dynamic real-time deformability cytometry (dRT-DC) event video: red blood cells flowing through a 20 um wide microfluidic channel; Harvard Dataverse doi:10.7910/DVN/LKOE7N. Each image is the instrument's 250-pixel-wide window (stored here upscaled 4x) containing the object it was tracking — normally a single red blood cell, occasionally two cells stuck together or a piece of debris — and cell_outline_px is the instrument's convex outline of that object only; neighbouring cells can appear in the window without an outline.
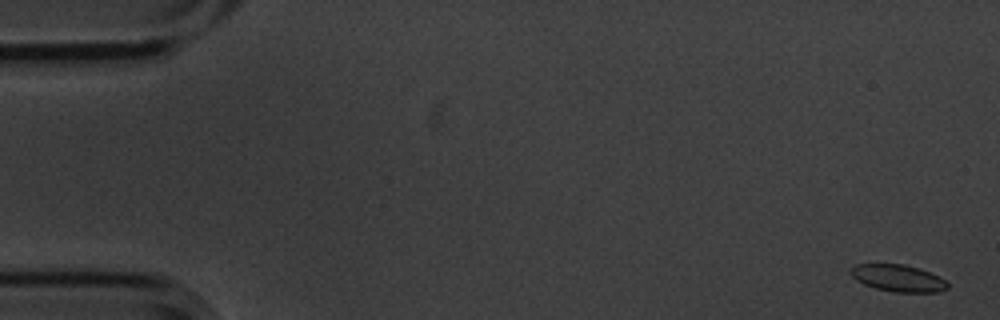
{"species": "common noctule bat (a hibernating species)", "species_latin": "Nyctalus noctula", "temperature_condition": "cold", "stored_images_in_passage": 6, "camera_frame_rate_fps": 3000, "um_per_image_px": 0.085, "animal": {"sex": "male", "body_mass_g": 20.1, "forearm_length_mm": 53.5}, "frame": {"image": 1, "passage_image": 1, "time_ms": 0.0, "image_size_px": [1000, 320], "cell_outline_px": [[948, 288], [940, 292], [896, 292], [876, 288], [864, 284], [856, 280], [852, 276], [852, 268], [856, 264], [904, 264], [920, 268], [944, 280], [948, 284]], "centroid_in_image_um": [76.35, 23.64], "position_along_channel_um": 8.7, "area_um2": 14.97}}